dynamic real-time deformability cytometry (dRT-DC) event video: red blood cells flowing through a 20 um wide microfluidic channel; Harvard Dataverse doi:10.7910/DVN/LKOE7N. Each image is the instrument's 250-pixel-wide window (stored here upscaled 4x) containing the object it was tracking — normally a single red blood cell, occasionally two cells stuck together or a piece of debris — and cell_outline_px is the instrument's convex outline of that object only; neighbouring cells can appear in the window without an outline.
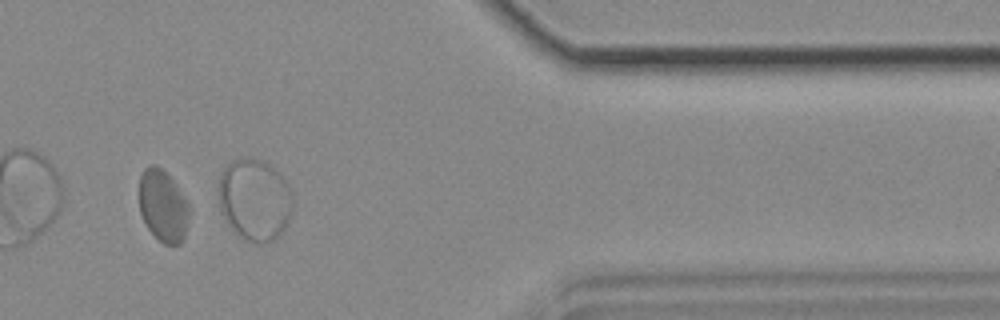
{"species": "common noctule bat (a hibernating species)", "species_latin": "Nyctalus noctula", "temperature_condition": "cold", "stored_images_in_passage": 12, "camera_frame_rate_fps": 3000, "um_per_image_px": 0.085, "animal": {"sex": "female", "body_mass_g": 18.4}, "frame": {"image": 1, "passage_image": 10, "time_ms": 3.0, "image_size_px": [1000, 320], "cell_outline_px": [[188, 220], [184, 236], [180, 244], [164, 244], [148, 228], [140, 212], [140, 176], [144, 168], [152, 164], [156, 164], [172, 180], [188, 204]], "centroid_in_image_um": [13.84, 17.49], "position_along_channel_um": 397.6, "area_um2": 20.35}}